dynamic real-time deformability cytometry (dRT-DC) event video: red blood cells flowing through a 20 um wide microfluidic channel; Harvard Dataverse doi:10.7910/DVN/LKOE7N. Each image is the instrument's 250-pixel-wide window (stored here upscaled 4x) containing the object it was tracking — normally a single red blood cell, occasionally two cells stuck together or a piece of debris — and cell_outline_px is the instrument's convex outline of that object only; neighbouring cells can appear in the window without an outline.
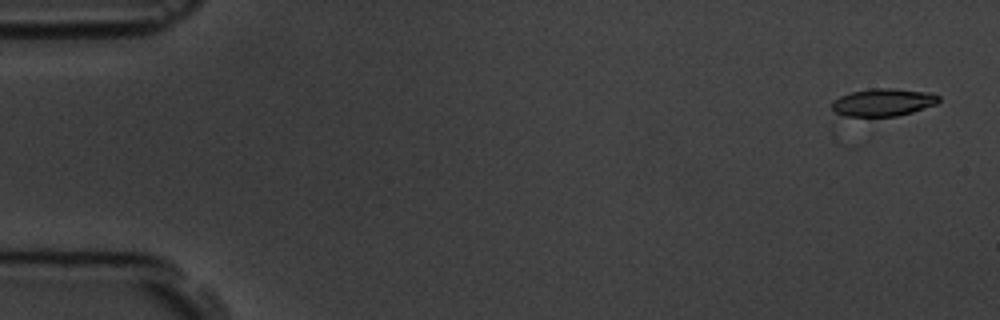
{"species": "common noctule bat (a hibernating species)", "species_latin": "Nyctalus noctula", "temperature_condition": "room temperature", "stored_images_in_passage": 5, "camera_frame_rate_fps": 3000, "um_per_image_px": 0.085, "animal": {"sex": "male", "body_mass_g": 19.5, "forearm_length_mm": 54.6}, "frame": {"image": 1, "passage_image": 1, "time_ms": 0.0, "image_size_px": [1000, 320], "cell_outline_px": [[940, 100], [936, 104], [912, 112], [896, 116], [840, 116], [832, 108], [832, 100], [840, 96], [852, 92], [872, 88], [892, 88], [928, 92], [940, 96]], "centroid_in_image_um": [75.05, 8.69], "position_along_channel_um": 9.9, "area_um2": 17.17}}
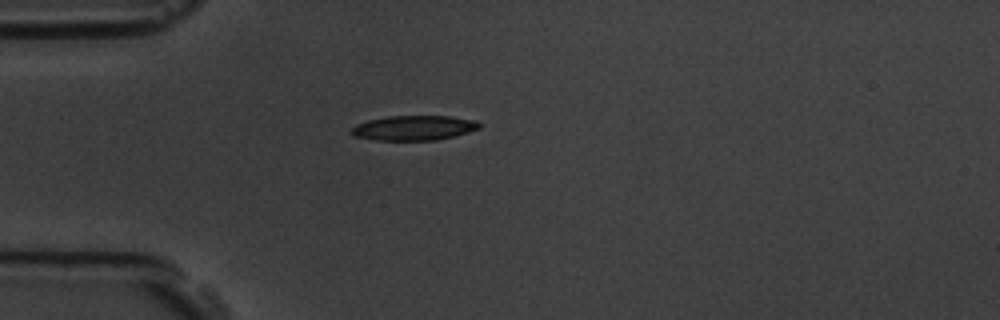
{"frame": {"image": 2, "passage_image": 4, "time_ms": 4.333, "image_size_px": [1000, 320], "cell_outline_px": [[480, 128], [468, 132], [436, 140], [376, 140], [352, 136], [348, 132], [356, 124], [368, 120], [388, 116], [448, 116], [476, 120], [480, 124]], "centroid_in_image_um": [35.13, 10.87], "position_along_channel_um": 49.9, "area_um2": 18.5}}